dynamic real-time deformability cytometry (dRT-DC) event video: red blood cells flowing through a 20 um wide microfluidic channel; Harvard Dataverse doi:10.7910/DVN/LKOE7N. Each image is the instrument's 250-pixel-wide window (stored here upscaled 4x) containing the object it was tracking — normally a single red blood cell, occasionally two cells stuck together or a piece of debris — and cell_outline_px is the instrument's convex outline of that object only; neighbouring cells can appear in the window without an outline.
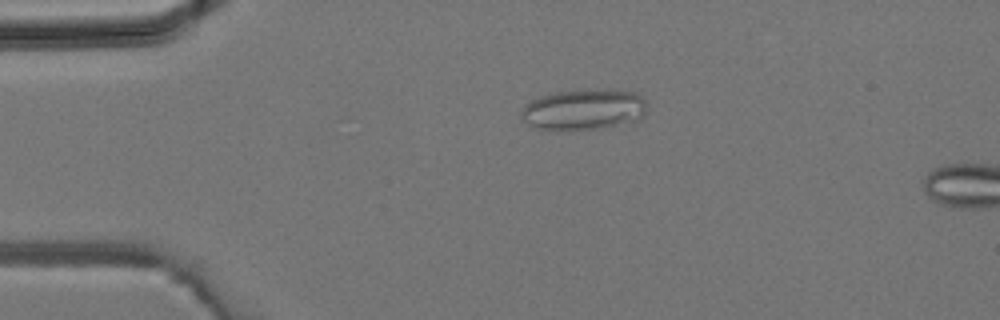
{"species": "common noctule bat (a hibernating species)", "species_latin": "Nyctalus noctula", "temperature_condition": "room temperature", "stored_images_in_passage": 2, "camera_frame_rate_fps": 3000, "um_per_image_px": 0.085, "animal": {"sex": "male", "body_mass_g": 19.2, "forearm_length_mm": 51.8}, "frame": {"image": 1, "passage_image": 1, "time_ms": 0.0, "image_size_px": [1000, 320], "cell_outline_px": [[644, 116], [640, 120], [596, 128], [564, 132], [556, 132], [532, 128], [520, 116], [520, 112], [524, 104], [540, 96], [552, 92], [604, 88], [636, 92], [644, 100]], "centroid_in_image_um": [49.54, 9.32], "position_along_channel_um": 35.5, "area_um2": 30.63}}